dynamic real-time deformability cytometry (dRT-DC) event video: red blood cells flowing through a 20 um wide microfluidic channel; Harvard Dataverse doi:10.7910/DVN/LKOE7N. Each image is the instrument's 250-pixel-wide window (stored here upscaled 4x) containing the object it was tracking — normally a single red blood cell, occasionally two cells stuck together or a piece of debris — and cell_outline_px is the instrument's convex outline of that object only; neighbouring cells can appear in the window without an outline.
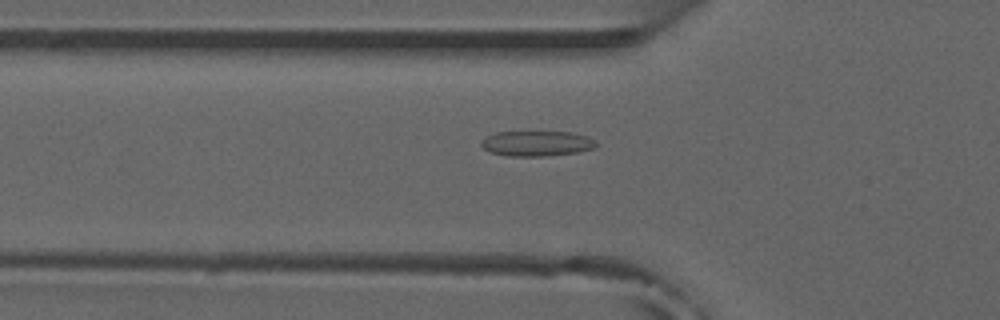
{"species": "common noctule bat (a hibernating species)", "species_latin": "Nyctalus noctula", "temperature_condition": "room temperature", "stored_images_in_passage": 42, "camera_frame_rate_fps": 3000, "um_per_image_px": 0.085, "animal": {"sex": "male", "forearm_length_mm": 52.5}, "frame": {"image": 1, "passage_image": 13, "time_ms": 4.0, "image_size_px": [1000, 320], "cell_outline_px": [[600, 144], [596, 148], [580, 152], [544, 156], [508, 156], [488, 152], [480, 144], [488, 136], [496, 132], [568, 132], [588, 136], [596, 140]], "centroid_in_image_um": [45.7, 12.2], "position_along_channel_um": 80.1, "area_um2": 17.05}}